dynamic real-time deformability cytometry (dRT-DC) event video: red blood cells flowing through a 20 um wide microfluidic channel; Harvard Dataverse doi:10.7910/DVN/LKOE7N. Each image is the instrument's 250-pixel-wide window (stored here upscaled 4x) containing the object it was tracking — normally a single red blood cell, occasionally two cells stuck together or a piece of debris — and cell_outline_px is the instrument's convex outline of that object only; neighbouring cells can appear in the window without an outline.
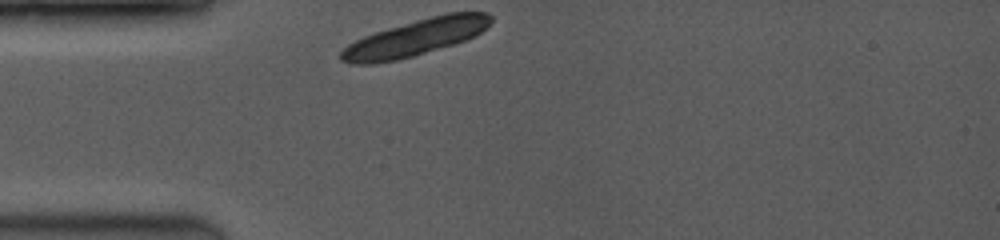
{"species": "common noctule bat (a hibernating species)", "species_latin": "Nyctalus noctula", "temperature_condition": "room temperature", "stored_images_in_passage": 2, "camera_frame_rate_fps": 3500, "um_per_image_px": 0.085, "animal": {"sex": "female", "body_mass_g": 19.0, "forearm_length_mm": 53.3}, "frame": {"image": 1, "passage_image": 1, "time_ms": 0.0, "image_size_px": [1000, 240], "cell_outline_px": [[492, 20], [476, 36], [452, 44], [412, 56], [396, 60], [372, 64], [352, 64], [340, 60], [340, 52], [348, 44], [364, 36], [376, 32], [416, 20], [448, 12], [488, 12], [492, 16]], "centroid_in_image_um": [35.3, 3.2], "position_along_channel_um": 49.7, "area_um2": 31.27}}